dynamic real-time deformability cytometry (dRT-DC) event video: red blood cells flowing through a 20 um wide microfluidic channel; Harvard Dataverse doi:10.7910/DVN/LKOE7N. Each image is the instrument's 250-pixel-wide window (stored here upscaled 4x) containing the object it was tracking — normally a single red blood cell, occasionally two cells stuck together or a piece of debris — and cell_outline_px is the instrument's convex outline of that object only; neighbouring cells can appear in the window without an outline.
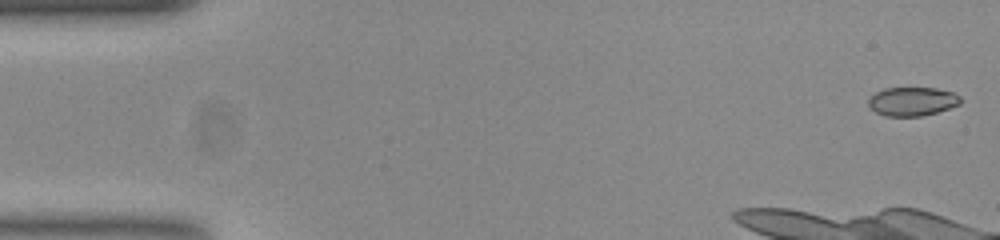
{"species": "common noctule bat (a hibernating species)", "species_latin": "Nyctalus noctula", "temperature_condition": "room temperature", "stored_images_in_passage": 23, "camera_frame_rate_fps": 3000, "um_per_image_px": 0.085, "animal": {"sex": "female", "body_mass_g": 23.0, "forearm_length_mm": 53.4}, "frame": {"image": 1, "passage_image": 1, "time_ms": 0.0, "image_size_px": [1000, 240], "cell_outline_px": [[960, 104], [936, 112], [920, 116], [884, 116], [868, 108], [868, 100], [876, 92], [884, 88], [936, 88], [952, 92], [960, 96]], "centroid_in_image_um": [77.51, 8.62], "position_along_channel_um": 7.5, "area_um2": 15.37}}
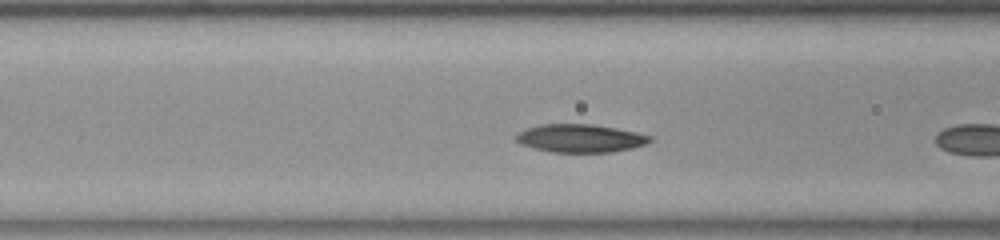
{"frame": {"image": 2, "passage_image": 17, "time_ms": 5.333, "image_size_px": [1000, 240], "cell_outline_px": [[652, 140], [644, 144], [632, 148], [612, 152], [552, 152], [532, 148], [520, 144], [516, 140], [516, 136], [520, 132], [528, 128], [540, 124], [592, 124], [616, 128], [636, 132], [652, 136]], "centroid_in_image_um": [49.32, 11.75], "position_along_channel_um": 117.3, "area_um2": 21.85}}
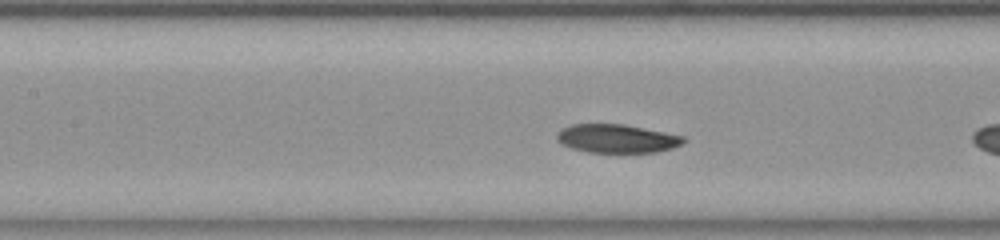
{"frame": {"image": 3, "passage_image": 20, "time_ms": 6.333, "image_size_px": [1000, 240], "cell_outline_px": [[688, 140], [672, 148], [656, 152], [588, 152], [572, 148], [560, 144], [556, 140], [556, 136], [560, 128], [572, 124], [624, 124], [684, 136]], "centroid_in_image_um": [52.4, 11.77], "position_along_channel_um": 155.0, "area_um2": 21.1}}